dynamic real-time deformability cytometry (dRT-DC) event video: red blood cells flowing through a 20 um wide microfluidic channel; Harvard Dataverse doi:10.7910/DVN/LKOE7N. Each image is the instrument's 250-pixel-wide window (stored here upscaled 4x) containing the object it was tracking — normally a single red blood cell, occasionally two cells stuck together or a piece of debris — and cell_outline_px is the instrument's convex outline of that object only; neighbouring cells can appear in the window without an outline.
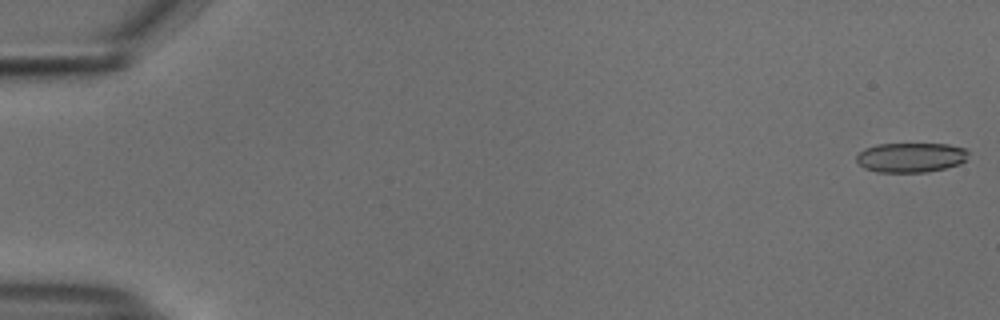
{"species": "common noctule bat (a hibernating species)", "species_latin": "Nyctalus noctula", "temperature_condition": "cold", "stored_images_in_passage": 16, "camera_frame_rate_fps": 3000, "um_per_image_px": 0.085, "animal": {"sex": "male", "body_mass_g": 18.8}, "frame": {"image": 1, "passage_image": 1, "time_ms": 0.0, "image_size_px": [1000, 320], "cell_outline_px": [[968, 160], [960, 164], [944, 168], [924, 172], [876, 172], [864, 168], [856, 160], [856, 156], [864, 148], [876, 144], [948, 144], [964, 148], [968, 152]], "centroid_in_image_um": [77.42, 13.38], "position_along_channel_um": 7.6, "area_um2": 19.42}}
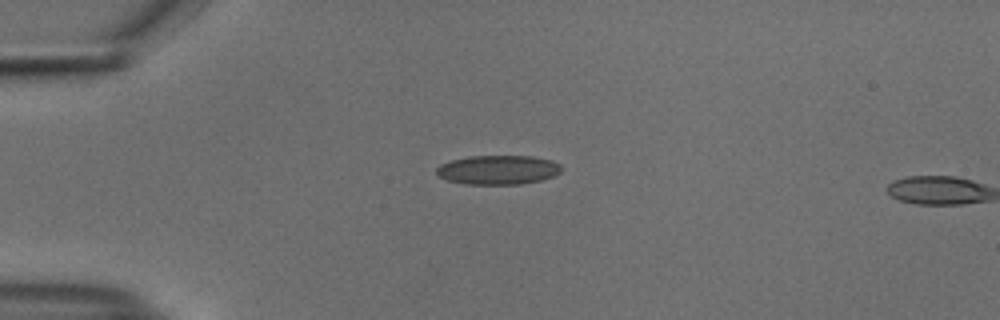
{"frame": {"image": 2, "passage_image": 14, "time_ms": 4.333, "image_size_px": [1000, 320], "cell_outline_px": [[564, 168], [556, 176], [540, 180], [520, 184], [464, 184], [448, 180], [440, 176], [436, 172], [436, 168], [440, 164], [452, 160], [468, 156], [532, 156], [552, 160], [560, 164]], "centroid_in_image_um": [42.37, 14.43], "position_along_channel_um": 42.6, "area_um2": 21.39}}